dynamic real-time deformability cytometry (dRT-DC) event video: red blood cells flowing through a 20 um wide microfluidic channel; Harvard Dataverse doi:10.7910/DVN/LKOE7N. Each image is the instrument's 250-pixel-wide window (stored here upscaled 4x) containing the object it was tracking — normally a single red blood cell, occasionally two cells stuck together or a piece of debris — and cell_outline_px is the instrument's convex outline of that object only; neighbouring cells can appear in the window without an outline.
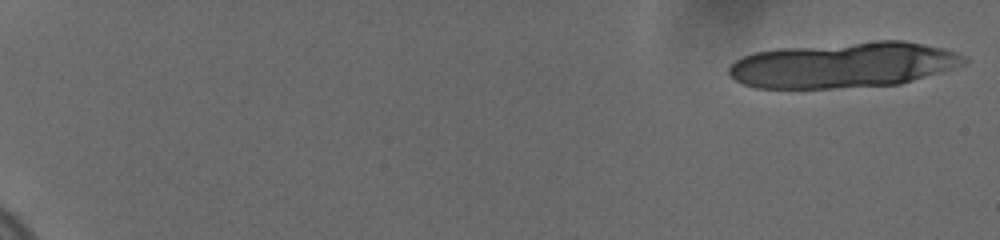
{"species": "human", "species_latin": "Homo sapiens", "temperature_condition": "cold", "stored_images_in_passage": 20, "camera_frame_rate_fps": 3000, "um_per_image_px": 0.085, "donor": {"sex": "female"}, "frame": {"image": 1, "passage_image": 1, "time_ms": 0.0, "image_size_px": [1000, 240], "cell_outline_px": [[968, 60], [964, 64], [940, 72], [900, 84], [832, 88], [756, 88], [744, 84], [736, 80], [728, 72], [728, 68], [736, 60], [744, 56], [756, 52], [780, 48], [880, 40], [904, 40], [924, 44], [956, 52], [964, 56]], "centroid_in_image_um": [71.7, 5.52], "position_along_channel_um": 13.3, "area_um2": 62.19}}
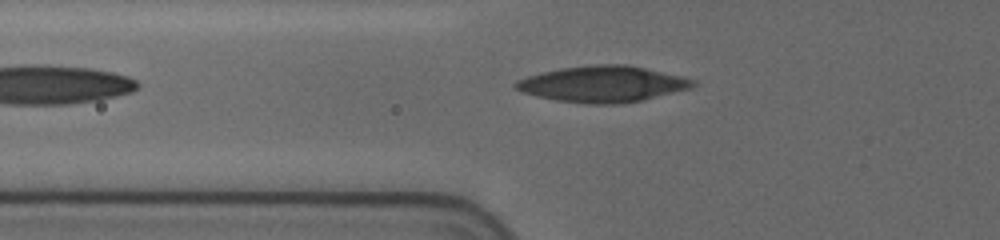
{"frame": {"image": 2, "passage_image": 20, "time_ms": 7.667, "image_size_px": [1000, 240], "cell_outline_px": [[696, 84], [692, 88], [640, 100], [620, 104], [588, 104], [556, 100], [536, 96], [520, 92], [512, 84], [516, 80], [540, 72], [560, 68], [596, 64], [628, 64], [680, 76], [696, 80]], "centroid_in_image_um": [51.19, 7.14], "position_along_channel_um": 74.6, "area_um2": 37.34}}